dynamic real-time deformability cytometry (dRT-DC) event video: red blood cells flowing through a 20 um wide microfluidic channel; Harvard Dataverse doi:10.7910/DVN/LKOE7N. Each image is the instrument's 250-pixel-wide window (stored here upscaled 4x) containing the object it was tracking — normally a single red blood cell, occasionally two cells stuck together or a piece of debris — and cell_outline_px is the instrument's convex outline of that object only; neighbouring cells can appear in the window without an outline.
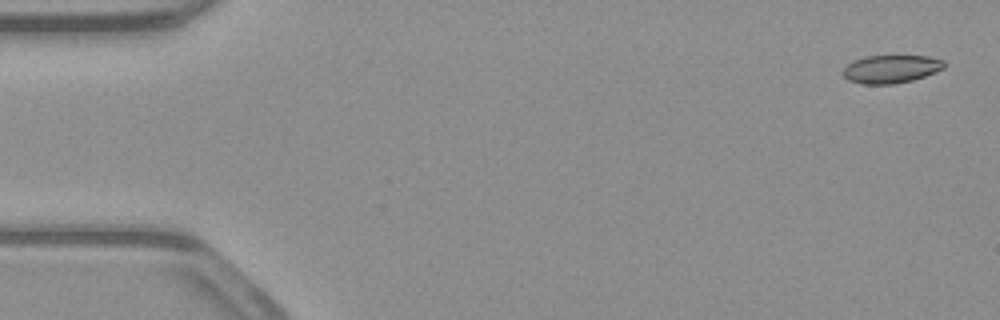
{"species": "common noctule bat (a hibernating species)", "species_latin": "Nyctalus noctula", "temperature_condition": "warm", "stored_images_in_passage": 25, "camera_frame_rate_fps": 3000, "um_per_image_px": 0.085, "animal": {"sex": "male", "body_mass_g": 23.1, "forearm_length_mm": 52.7}, "frame": {"image": 1, "passage_image": 2, "time_ms": 0.333, "image_size_px": [1000, 320], "cell_outline_px": [[944, 68], [936, 72], [912, 80], [892, 84], [864, 84], [848, 80], [844, 76], [844, 68], [848, 64], [864, 56], [928, 56], [944, 60]], "centroid_in_image_um": [75.76, 5.86], "position_along_channel_um": 9.2, "area_um2": 16.36}}
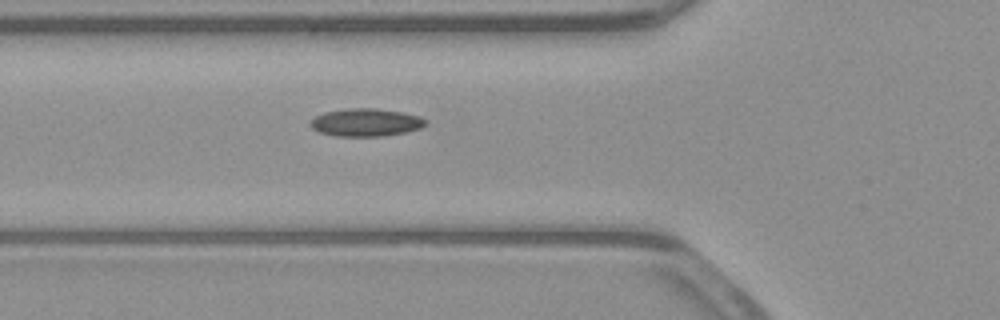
{"frame": {"image": 2, "passage_image": 19, "time_ms": 6.0, "image_size_px": [1000, 320], "cell_outline_px": [[428, 124], [420, 128], [408, 132], [384, 136], [336, 136], [320, 132], [312, 128], [308, 124], [316, 116], [324, 112], [344, 108], [376, 108], [404, 112], [420, 116]], "centroid_in_image_um": [31.11, 10.4], "position_along_channel_um": 94.7, "area_um2": 18.84}}
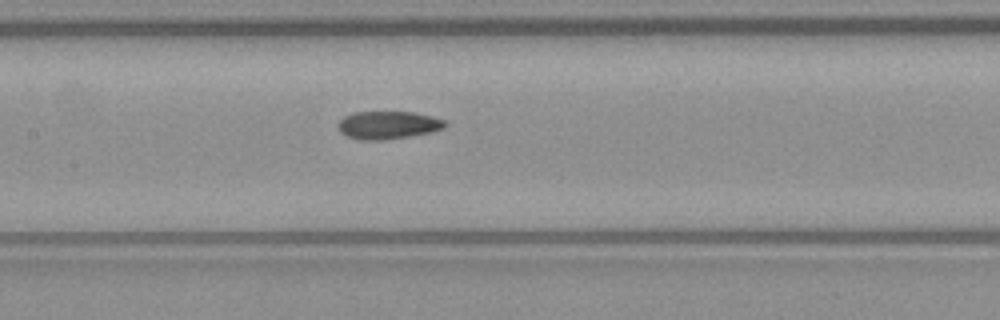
{"frame": {"image": 3, "passage_image": 25, "time_ms": 8.0, "image_size_px": [1000, 320], "cell_outline_px": [[448, 124], [444, 128], [432, 132], [384, 140], [360, 140], [344, 136], [340, 132], [336, 124], [344, 116], [356, 112], [416, 112], [432, 116], [444, 120]], "centroid_in_image_um": [32.96, 10.63], "position_along_channel_um": 174.4, "area_um2": 17.57}}